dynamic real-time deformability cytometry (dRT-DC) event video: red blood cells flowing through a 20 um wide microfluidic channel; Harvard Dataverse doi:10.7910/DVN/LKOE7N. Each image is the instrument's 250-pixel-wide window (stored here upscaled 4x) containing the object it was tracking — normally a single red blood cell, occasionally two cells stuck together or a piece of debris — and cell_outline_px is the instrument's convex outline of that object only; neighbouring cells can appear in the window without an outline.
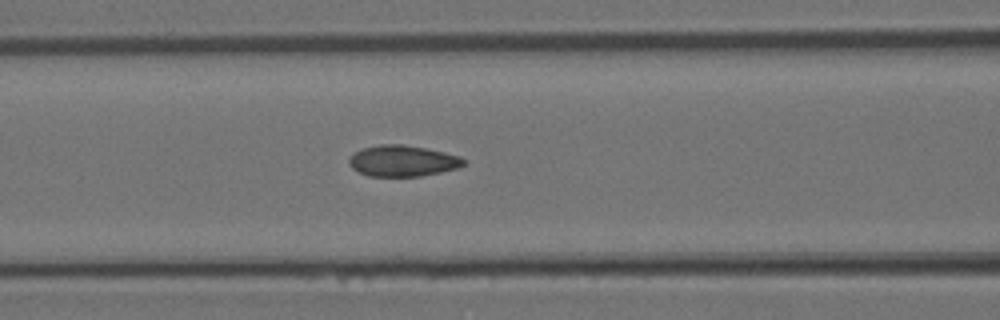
{"species": "Egyptian fruit bat (a non-hibernating species)", "species_latin": "Rousettus aegyptiacus", "temperature_condition": "room temperature", "stored_images_in_passage": 5, "camera_frame_rate_fps": 3000, "um_per_image_px": 0.085, "animal": {"sex": "female"}, "frame": {"image": 1, "passage_image": 5, "time_ms": 1.333, "image_size_px": [1000, 320], "cell_outline_px": [[464, 164], [456, 168], [440, 172], [420, 176], [368, 176], [352, 168], [348, 164], [348, 160], [352, 152], [360, 148], [380, 144], [404, 144], [444, 152], [460, 156], [464, 160]], "centroid_in_image_um": [34.15, 13.66], "position_along_channel_um": 132.4, "area_um2": 20.81}}